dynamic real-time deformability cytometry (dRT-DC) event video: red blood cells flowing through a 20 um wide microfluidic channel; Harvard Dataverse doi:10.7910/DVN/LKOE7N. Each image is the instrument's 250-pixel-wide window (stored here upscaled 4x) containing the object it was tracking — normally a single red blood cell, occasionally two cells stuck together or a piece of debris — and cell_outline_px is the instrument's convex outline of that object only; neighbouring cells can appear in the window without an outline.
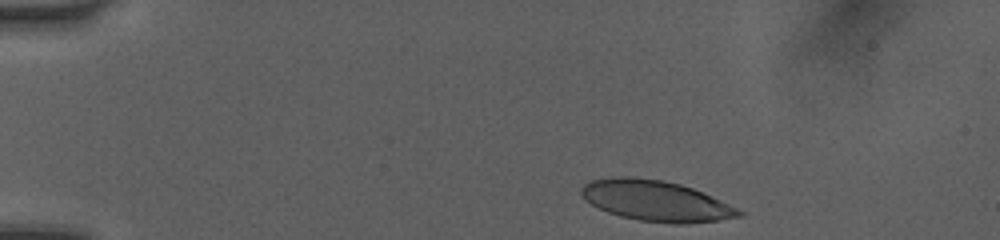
{"species": "human", "species_latin": "Homo sapiens", "temperature_condition": "room temperature", "stored_images_in_passage": 27, "camera_frame_rate_fps": 3000, "um_per_image_px": 0.085, "donor": {"sex": "female"}, "frame": {"image": 1, "passage_image": 1, "time_ms": 0.0, "image_size_px": [1000, 240], "cell_outline_px": [[744, 216], [688, 224], [672, 224], [640, 220], [620, 216], [608, 212], [592, 204], [580, 196], [580, 188], [584, 184], [592, 180], [612, 176], [632, 176], [664, 180], [680, 184], [692, 188], [712, 196], [744, 212]], "centroid_in_image_um": [55.72, 17.06], "position_along_channel_um": 29.3, "area_um2": 37.4}}
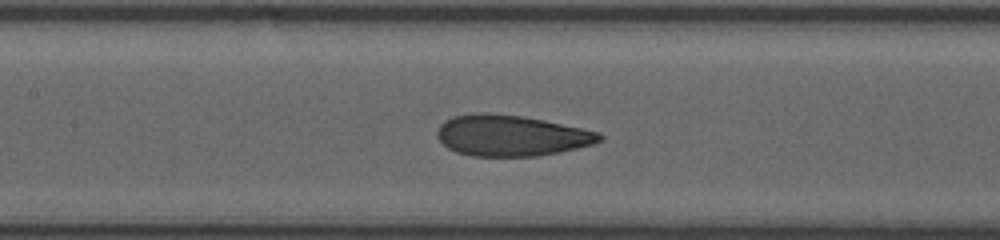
{"frame": {"image": 2, "passage_image": 16, "time_ms": 5.0, "image_size_px": [1000, 240], "cell_outline_px": [[604, 136], [600, 140], [592, 144], [576, 148], [536, 156], [472, 156], [456, 152], [448, 148], [436, 136], [436, 132], [440, 124], [444, 120], [452, 116], [476, 112], [488, 112], [524, 116], [544, 120], [600, 132]], "centroid_in_image_um": [43.4, 11.5], "position_along_channel_um": 164.0, "area_um2": 38.84}}
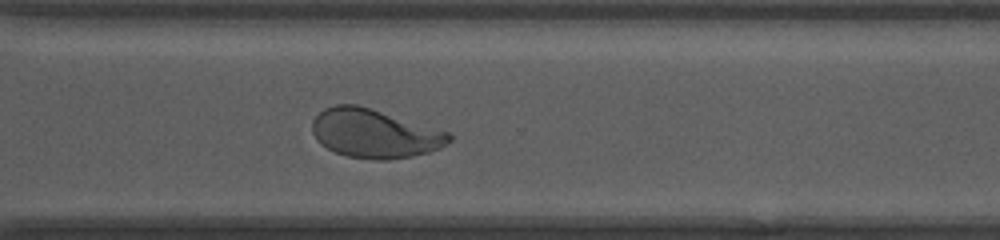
{"frame": {"image": 3, "passage_image": 27, "time_ms": 8.667, "image_size_px": [1000, 240], "cell_outline_px": [[452, 140], [448, 144], [440, 148], [428, 152], [412, 156], [388, 160], [376, 160], [348, 156], [336, 152], [320, 144], [316, 140], [312, 132], [312, 120], [324, 108], [336, 104], [356, 104], [448, 132], [452, 136]], "centroid_in_image_um": [31.81, 11.35], "position_along_channel_um": 338.8, "area_um2": 38.67}}